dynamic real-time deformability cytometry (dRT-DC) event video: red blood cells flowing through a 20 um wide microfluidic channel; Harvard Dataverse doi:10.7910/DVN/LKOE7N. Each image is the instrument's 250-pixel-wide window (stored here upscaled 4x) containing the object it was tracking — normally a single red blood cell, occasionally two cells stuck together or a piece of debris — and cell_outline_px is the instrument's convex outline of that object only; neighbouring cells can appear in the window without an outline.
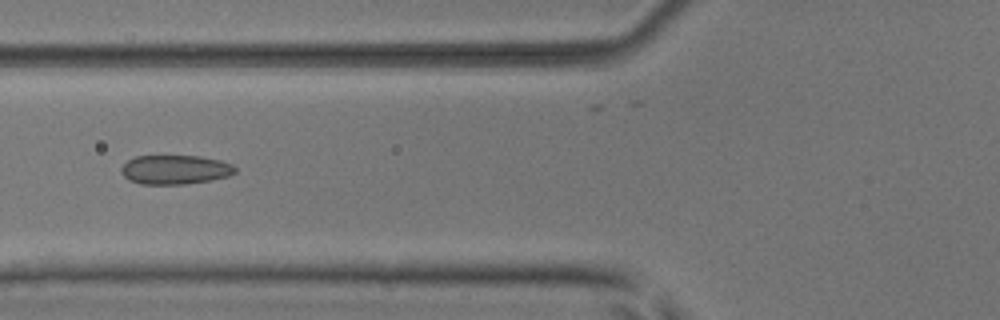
{"species": "common noctule bat (a hibernating species)", "species_latin": "Nyctalus noctula", "temperature_condition": "room temperature", "stored_images_in_passage": 52, "camera_frame_rate_fps": 3000, "um_per_image_px": 0.085, "animal": {"sex": "male", "body_mass_g": 17.9, "forearm_length_mm": 54.2}, "frame": {"image": 1, "passage_image": 21, "time_ms": 6.667, "image_size_px": [1000, 320], "cell_outline_px": [[236, 172], [228, 176], [212, 180], [184, 184], [140, 184], [128, 180], [120, 172], [120, 168], [128, 160], [136, 156], [200, 156], [220, 160], [232, 164], [236, 168]], "centroid_in_image_um": [14.87, 14.42], "position_along_channel_um": 110.9, "area_um2": 19.48}}
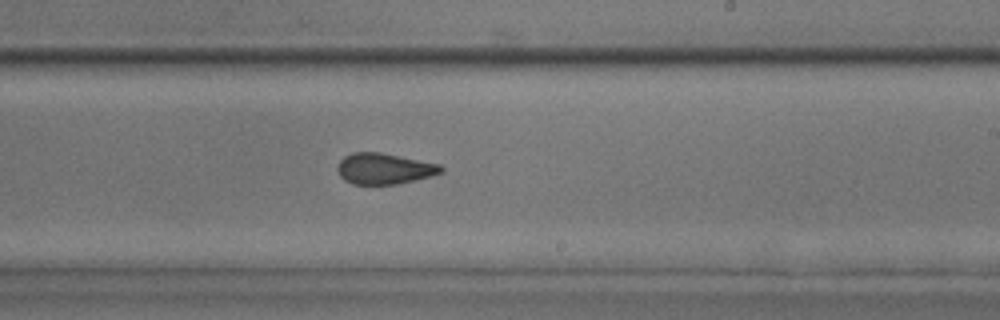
{"frame": {"image": 2, "passage_image": 32, "time_ms": 10.333, "image_size_px": [1000, 320], "cell_outline_px": [[444, 172], [432, 176], [416, 180], [396, 184], [352, 184], [344, 180], [340, 176], [336, 168], [340, 160], [344, 156], [352, 152], [380, 152], [440, 164], [444, 168]], "centroid_in_image_um": [32.66, 14.33], "position_along_channel_um": 256.3, "area_um2": 18.84}}
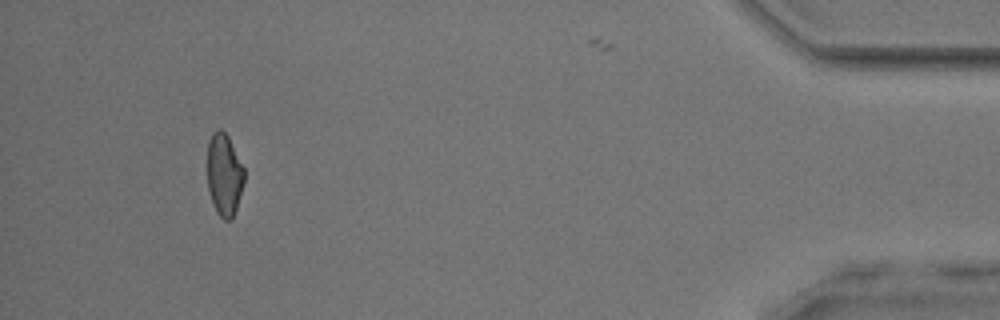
{"frame": {"image": 3, "passage_image": 49, "time_ms": 16.0, "image_size_px": [1000, 320], "cell_outline_px": [[244, 184], [232, 220], [224, 220], [216, 212], [212, 204], [208, 188], [208, 140], [212, 132], [220, 128], [228, 136], [244, 168]], "centroid_in_image_um": [19.06, 14.86], "position_along_channel_um": 416.1, "area_um2": 17.74}, "authors_computed_cell_mechanics": {"area_um2": 19.363, "velocity_mm_per_s": 3.98, "shape_relaxation_time_tau1_ms": 9.777, "shape_relaxation_time_tau2_ms": 1.6716, "deformation_change_tau1": 0.1694, "deformation_change_tau2": 0.079}}